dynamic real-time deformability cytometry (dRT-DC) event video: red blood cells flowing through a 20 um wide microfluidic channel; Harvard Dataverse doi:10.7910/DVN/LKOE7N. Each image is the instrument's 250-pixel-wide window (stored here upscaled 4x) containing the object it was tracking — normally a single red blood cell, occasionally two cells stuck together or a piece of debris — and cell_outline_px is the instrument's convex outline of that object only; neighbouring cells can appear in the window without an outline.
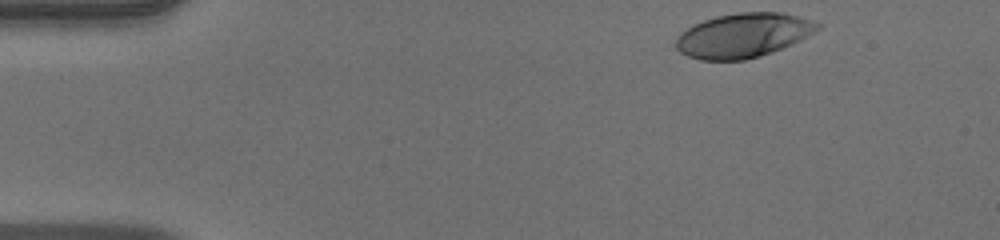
{"species": "human", "species_latin": "Homo sapiens", "temperature_condition": "warm", "stored_images_in_passage": 38, "camera_frame_rate_fps": 3000, "um_per_image_px": 0.085, "donor": {"sex": "male"}, "frame": {"image": 1, "passage_image": 1, "time_ms": 0.0, "image_size_px": [1000, 240], "cell_outline_px": [[820, 28], [816, 32], [792, 44], [772, 52], [760, 56], [744, 60], [700, 60], [688, 56], [680, 52], [676, 48], [676, 36], [680, 32], [704, 20], [716, 16], [736, 12], [780, 12], [812, 20], [820, 24]], "centroid_in_image_um": [63.17, 3.01], "position_along_channel_um": 21.8, "area_um2": 36.59}}
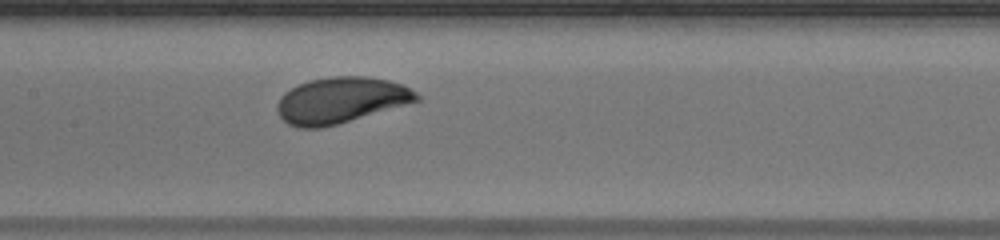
{"frame": {"image": 2, "passage_image": 20, "time_ms": 6.333, "image_size_px": [1000, 240], "cell_outline_px": [[420, 100], [336, 124], [320, 128], [296, 128], [288, 124], [280, 116], [276, 108], [276, 104], [280, 96], [284, 92], [308, 80], [332, 76], [368, 76], [388, 80], [400, 84], [416, 92], [420, 96]], "centroid_in_image_um": [28.92, 8.51], "position_along_channel_um": 178.5, "area_um2": 37.11}}
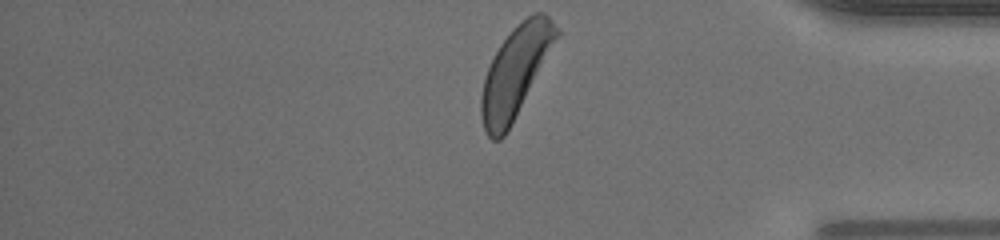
{"frame": {"image": 3, "passage_image": 38, "time_ms": 12.333, "image_size_px": [1000, 240], "cell_outline_px": [[560, 32], [512, 124], [504, 136], [500, 140], [492, 140], [488, 136], [484, 128], [480, 116], [480, 96], [484, 76], [500, 44], [512, 28], [516, 24], [532, 12], [544, 12], [548, 16]], "centroid_in_image_um": [43.77, 6.11], "position_along_channel_um": 391.4, "area_um2": 39.07}, "authors_computed_cell_mechanics": {"area_um2": 36.6163, "velocity_mm_per_s": 3.915, "shape_relaxation_time_tau1_ms": 2.5105, "shape_relaxation_time_tau2_ms": null, "deformation_change_tau1": 0.1423, "deformation_change_tau2": null}}